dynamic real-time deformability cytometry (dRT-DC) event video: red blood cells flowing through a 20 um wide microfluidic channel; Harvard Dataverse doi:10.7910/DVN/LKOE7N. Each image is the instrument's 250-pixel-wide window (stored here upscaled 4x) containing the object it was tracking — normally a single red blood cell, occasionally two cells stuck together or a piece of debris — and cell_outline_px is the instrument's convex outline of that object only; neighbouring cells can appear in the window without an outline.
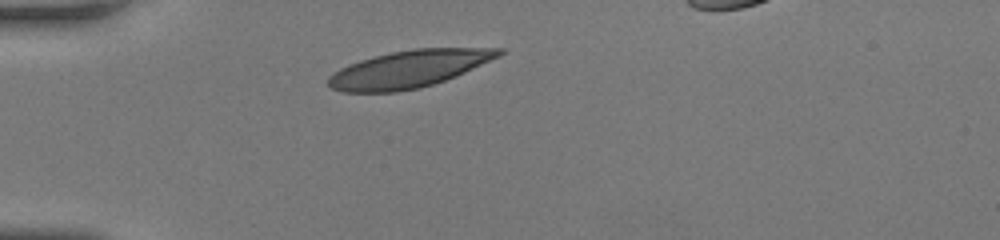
{"species": "human", "species_latin": "Homo sapiens", "temperature_condition": "room temperature", "stored_images_in_passage": 31, "camera_frame_rate_fps": 3000, "um_per_image_px": 0.085, "donor": {"sex": "female"}, "frame": {"image": 1, "passage_image": 1, "time_ms": 0.0, "image_size_px": [1000, 240], "cell_outline_px": [[504, 52], [500, 56], [456, 76], [420, 88], [396, 92], [340, 92], [332, 88], [328, 84], [328, 76], [340, 68], [360, 60], [392, 52], [416, 48], [504, 48]], "centroid_in_image_um": [34.76, 5.87], "position_along_channel_um": 50.2, "area_um2": 36.76}}
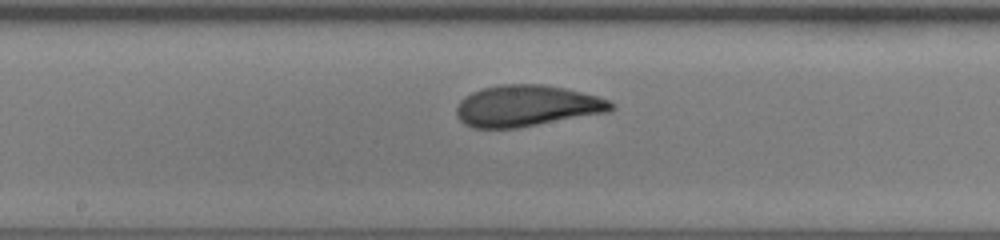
{"frame": {"image": 2, "passage_image": 14, "time_ms": 4.333, "image_size_px": [1000, 240], "cell_outline_px": [[616, 108], [608, 112], [516, 128], [472, 128], [464, 124], [456, 116], [456, 108], [460, 100], [464, 96], [472, 92], [484, 88], [500, 84], [544, 84], [564, 88], [596, 96], [608, 100], [616, 104]], "centroid_in_image_um": [44.76, 9.0], "position_along_channel_um": 203.4, "area_um2": 37.22}}
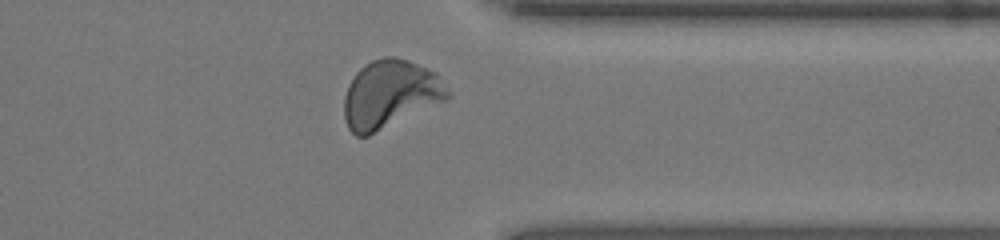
{"frame": {"image": 3, "passage_image": 27, "time_ms": 8.667, "image_size_px": [1000, 240], "cell_outline_px": [[448, 100], [368, 136], [356, 136], [348, 128], [344, 116], [344, 96], [348, 84], [356, 72], [364, 64], [372, 60], [384, 56], [392, 56], [408, 60], [436, 72], [448, 88]], "centroid_in_image_um": [33.15, 8.0], "position_along_channel_um": 378.2, "area_um2": 41.27}, "authors_computed_cell_mechanics": {"area_um2": 37.5122, "velocity_mm_per_s": 4.0793, "shape_relaxation_time_tau1_ms": 4.1613, "shape_relaxation_time_tau2_ms": 0.8892, "deformation_change_tau1": 0.156, "deformation_change_tau2": 0.0686}}